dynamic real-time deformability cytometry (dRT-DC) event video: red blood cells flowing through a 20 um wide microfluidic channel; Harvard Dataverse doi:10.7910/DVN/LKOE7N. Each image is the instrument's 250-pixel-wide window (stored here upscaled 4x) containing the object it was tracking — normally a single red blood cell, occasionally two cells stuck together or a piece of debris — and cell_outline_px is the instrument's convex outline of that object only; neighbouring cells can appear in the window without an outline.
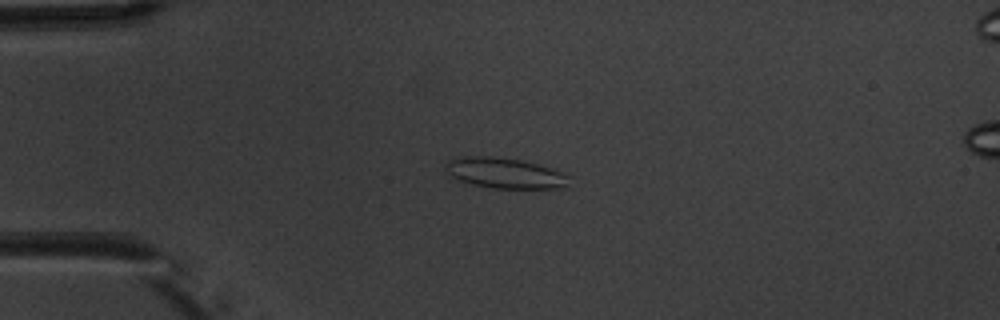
{"species": "common noctule bat (a hibernating species)", "species_latin": "Nyctalus noctula", "temperature_condition": "warm", "stored_images_in_passage": 6, "camera_frame_rate_fps": 3000, "um_per_image_px": 0.085, "animal": {"sex": "male", "body_mass_g": 20.1, "forearm_length_mm": 53.5}, "frame": {"image": 1, "passage_image": 4, "time_ms": 3.333, "image_size_px": [1000, 320], "cell_outline_px": [[572, 188], [492, 188], [472, 184], [448, 176], [444, 168], [444, 160], [460, 156], [492, 156], [520, 160], [540, 164], [560, 172], [568, 176]], "centroid_in_image_um": [42.87, 14.71], "position_along_channel_um": 42.1, "area_um2": 22.43}}
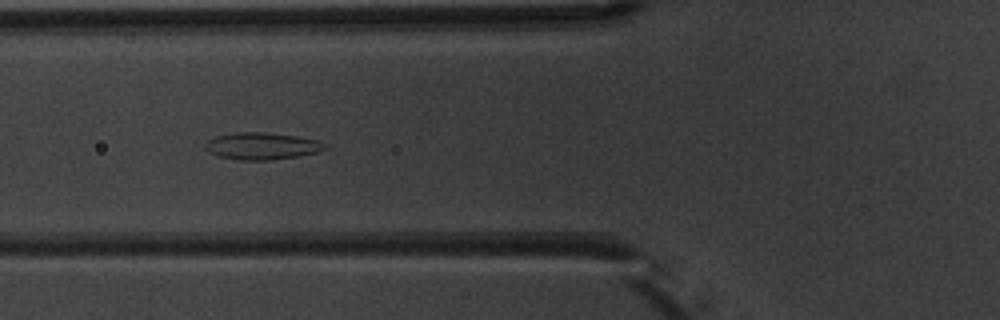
{"frame": {"image": 2, "passage_image": 6, "time_ms": 5.667, "image_size_px": [1000, 320], "cell_outline_px": [[328, 148], [316, 152], [296, 156], [272, 160], [240, 160], [216, 156], [208, 152], [204, 148], [204, 144], [208, 140], [216, 136], [236, 132], [264, 132], [296, 136], [320, 140], [328, 144]], "centroid_in_image_um": [22.25, 12.41], "position_along_channel_um": 103.5, "area_um2": 19.02}}